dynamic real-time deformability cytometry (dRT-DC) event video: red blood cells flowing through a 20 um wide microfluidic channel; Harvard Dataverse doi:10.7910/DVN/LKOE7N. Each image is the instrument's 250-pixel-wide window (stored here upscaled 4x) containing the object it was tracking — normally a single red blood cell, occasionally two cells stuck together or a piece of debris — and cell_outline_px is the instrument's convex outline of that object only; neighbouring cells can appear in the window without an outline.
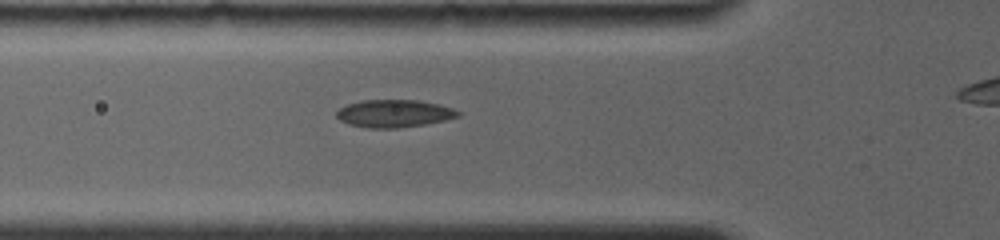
{"species": "common noctule bat (a hibernating species)", "species_latin": "Nyctalus noctula", "temperature_condition": "room temperature", "stored_images_in_passage": 30, "camera_frame_rate_fps": 4000, "um_per_image_px": 0.085, "animal": {"sex": "female", "body_mass_g": 19.0, "forearm_length_mm": 56.7}, "frame": {"image": 1, "passage_image": 9, "time_ms": 3.75, "image_size_px": [1000, 240], "cell_outline_px": [[460, 116], [444, 120], [424, 124], [396, 128], [368, 128], [348, 124], [340, 120], [336, 116], [336, 112], [340, 108], [348, 104], [360, 100], [416, 100], [440, 104], [452, 108], [460, 112]], "centroid_in_image_um": [33.48, 9.64], "position_along_channel_um": 92.3, "area_um2": 19.48}}
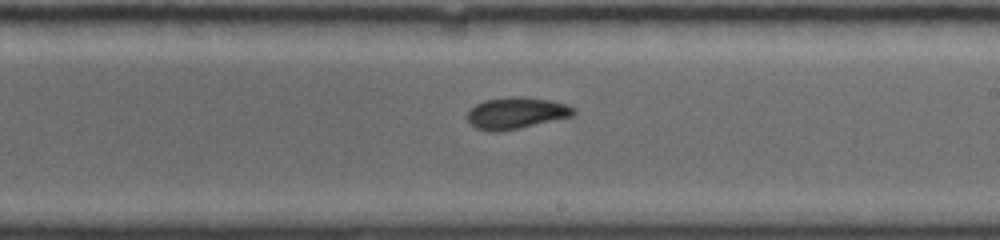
{"frame": {"image": 2, "passage_image": 17, "time_ms": 7.75, "image_size_px": [1000, 240], "cell_outline_px": [[576, 112], [572, 116], [520, 128], [496, 132], [488, 132], [476, 128], [468, 120], [468, 108], [484, 100], [508, 96], [520, 96], [548, 100], [568, 104], [576, 108]], "centroid_in_image_um": [43.87, 9.6], "position_along_channel_um": 245.1, "area_um2": 19.71}}
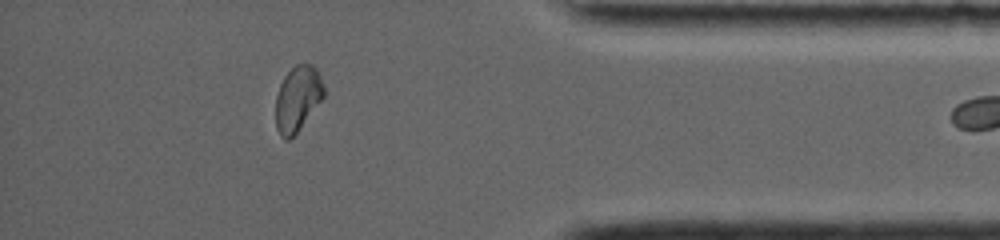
{"frame": {"image": 3, "passage_image": 27, "time_ms": 12.5, "image_size_px": [1000, 240], "cell_outline_px": [[324, 96], [296, 132], [288, 140], [284, 140], [280, 136], [276, 128], [276, 96], [280, 84], [284, 76], [296, 64], [312, 64], [316, 68], [320, 76], [324, 88]], "centroid_in_image_um": [25.28, 8.37], "position_along_channel_um": 409.9, "area_um2": 18.03}, "authors_computed_cell_mechanics": {"area_um2": 19.5364, "velocity_mm_per_s": 3.828, "shape_relaxation_time_tau1_ms": null, "shape_relaxation_time_tau2_ms": 2.4948, "deformation_change_tau1": null, "deformation_change_tau2": 0.046}}